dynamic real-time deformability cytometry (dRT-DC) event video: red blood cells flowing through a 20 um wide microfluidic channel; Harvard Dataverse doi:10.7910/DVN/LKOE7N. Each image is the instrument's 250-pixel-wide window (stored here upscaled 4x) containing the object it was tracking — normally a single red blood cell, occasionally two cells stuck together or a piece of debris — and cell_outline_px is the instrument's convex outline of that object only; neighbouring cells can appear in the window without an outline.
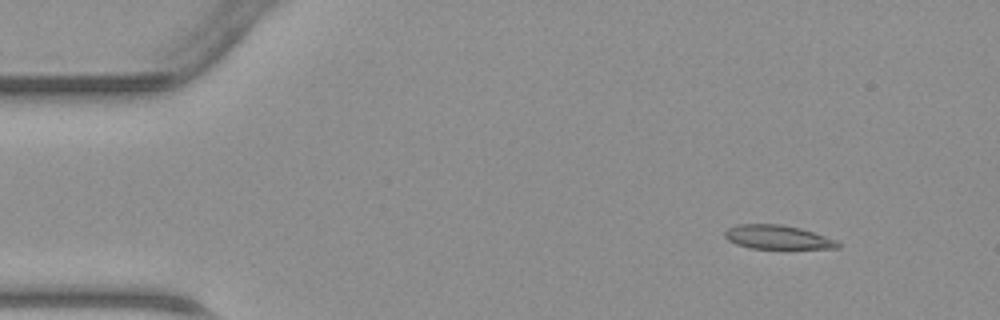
{"species": "common noctule bat (a hibernating species)", "species_latin": "Nyctalus noctula", "temperature_condition": "warm", "stored_images_in_passage": 46, "camera_frame_rate_fps": 3000, "um_per_image_px": 0.085, "animal": {"sex": "male", "body_mass_g": 23.1, "forearm_length_mm": 52.7}, "frame": {"image": 1, "passage_image": 5, "time_ms": 1.333, "image_size_px": [1000, 320], "cell_outline_px": [[840, 248], [752, 248], [736, 244], [728, 240], [724, 236], [724, 232], [728, 228], [736, 224], [780, 224], [800, 228], [836, 240], [840, 244]], "centroid_in_image_um": [66.05, 20.15], "position_along_channel_um": 18.9, "area_um2": 15.55}}
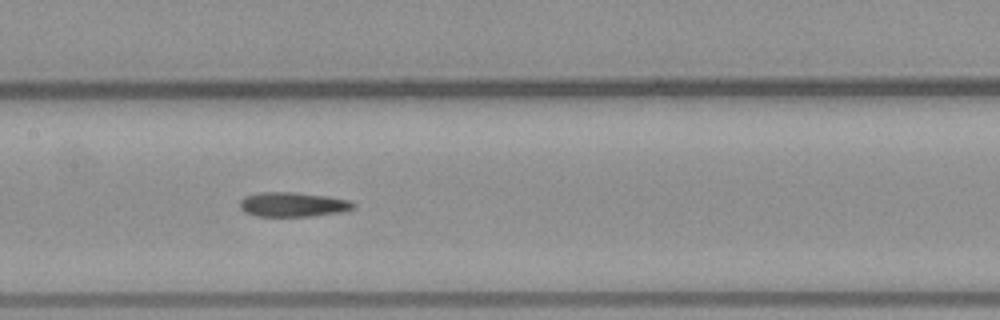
{"frame": {"image": 2, "passage_image": 22, "time_ms": 7.0, "image_size_px": [1000, 320], "cell_outline_px": [[356, 204], [352, 208], [340, 212], [312, 216], [256, 216], [244, 212], [240, 208], [240, 200], [244, 196], [260, 192], [292, 192], [328, 196], [352, 200]], "centroid_in_image_um": [24.88, 17.37], "position_along_channel_um": 182.5, "area_um2": 16.3}}
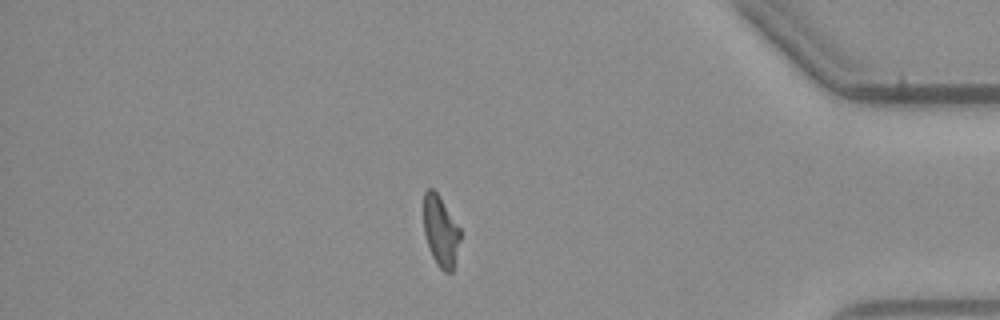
{"frame": {"image": 3, "passage_image": 39, "time_ms": 12.667, "image_size_px": [1000, 320], "cell_outline_px": [[460, 240], [452, 272], [444, 272], [436, 264], [432, 256], [424, 232], [424, 192], [428, 188], [432, 188], [440, 196], [460, 228]], "centroid_in_image_um": [37.45, 19.63], "position_along_channel_um": 397.7, "area_um2": 14.97}}